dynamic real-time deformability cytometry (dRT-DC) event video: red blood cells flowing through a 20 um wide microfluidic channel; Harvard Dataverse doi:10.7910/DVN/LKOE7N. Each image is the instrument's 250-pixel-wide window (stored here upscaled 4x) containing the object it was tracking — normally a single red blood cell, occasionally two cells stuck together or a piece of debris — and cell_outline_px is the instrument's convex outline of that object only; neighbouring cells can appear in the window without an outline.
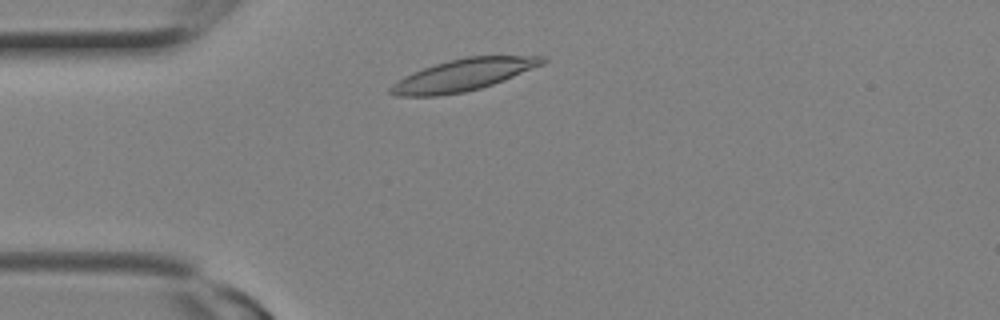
{"species": "Egyptian fruit bat (a non-hibernating species)", "species_latin": "Rousettus aegyptiacus", "temperature_condition": "room temperature", "stored_images_in_passage": 3, "camera_frame_rate_fps": 3000, "um_per_image_px": 0.085, "animal": {"sex": "female"}, "frame": {"image": 1, "passage_image": 2, "time_ms": 0.333, "image_size_px": [1000, 320], "cell_outline_px": [[548, 60], [544, 64], [504, 80], [480, 88], [464, 92], [436, 96], [396, 96], [388, 92], [388, 88], [392, 84], [404, 76], [412, 72], [448, 60], [468, 56], [548, 56]], "centroid_in_image_um": [39.38, 6.37], "position_along_channel_um": 45.6, "area_um2": 28.15}}